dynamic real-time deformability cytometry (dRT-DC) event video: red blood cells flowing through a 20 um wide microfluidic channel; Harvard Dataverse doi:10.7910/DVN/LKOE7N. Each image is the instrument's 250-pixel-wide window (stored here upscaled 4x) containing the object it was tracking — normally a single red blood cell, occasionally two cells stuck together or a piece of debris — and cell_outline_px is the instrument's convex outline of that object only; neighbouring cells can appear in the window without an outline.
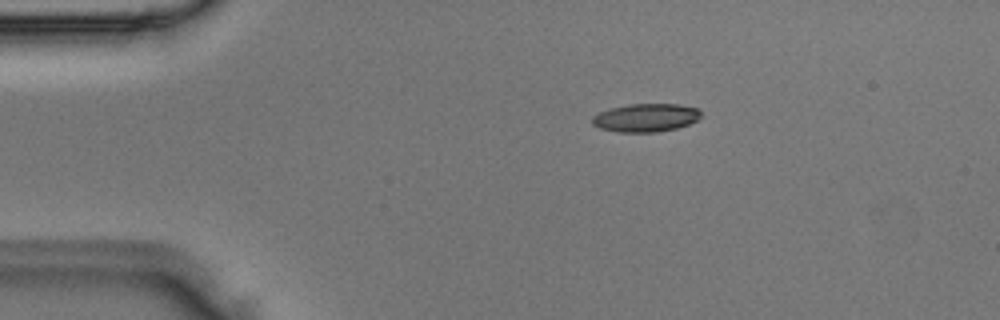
{"species": "Egyptian fruit bat (a non-hibernating species)", "species_latin": "Rousettus aegyptiacus", "temperature_condition": "room temperature", "stored_images_in_passage": 4, "camera_frame_rate_fps": 3000, "um_per_image_px": 0.085, "animal": {"sex": "male"}, "frame": {"image": 1, "passage_image": 1, "time_ms": 0.0, "image_size_px": [1000, 320], "cell_outline_px": [[700, 116], [696, 120], [688, 124], [676, 128], [656, 132], [620, 132], [600, 128], [592, 124], [592, 116], [600, 112], [612, 108], [628, 104], [680, 104], [700, 108]], "centroid_in_image_um": [54.9, 10.0], "position_along_channel_um": 30.1, "area_um2": 17.8}}
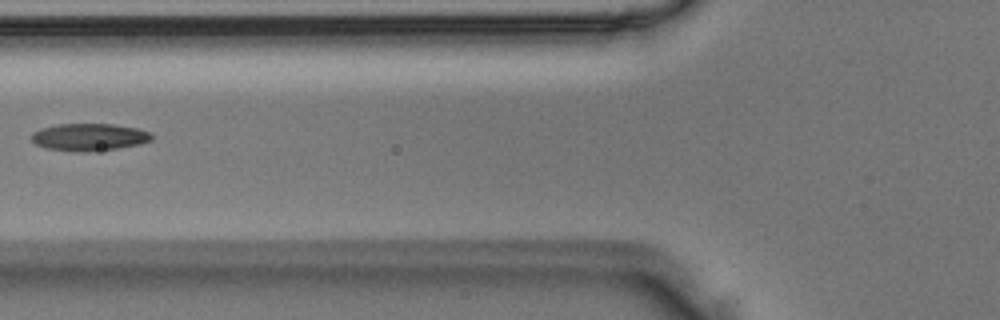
{"frame": {"image": 2, "passage_image": 4, "time_ms": 1.0, "image_size_px": [1000, 320], "cell_outline_px": [[152, 140], [140, 144], [116, 148], [84, 152], [76, 152], [48, 148], [36, 144], [32, 140], [32, 132], [40, 128], [56, 124], [112, 124], [136, 128], [148, 132], [152, 136]], "centroid_in_image_um": [7.55, 11.65], "position_along_channel_um": 118.3, "area_um2": 18.96}}